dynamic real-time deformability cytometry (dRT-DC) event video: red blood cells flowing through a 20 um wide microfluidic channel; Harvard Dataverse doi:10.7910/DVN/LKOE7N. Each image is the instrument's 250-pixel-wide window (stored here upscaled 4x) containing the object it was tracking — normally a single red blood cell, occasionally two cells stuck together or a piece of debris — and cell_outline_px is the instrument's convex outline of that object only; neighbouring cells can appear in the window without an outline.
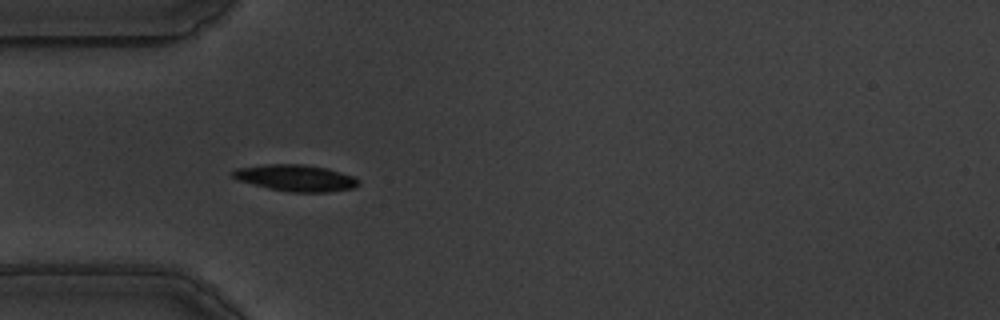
{"species": "common noctule bat (a hibernating species)", "species_latin": "Nyctalus noctula", "temperature_condition": "warm", "stored_images_in_passage": 41, "camera_frame_rate_fps": 3000, "um_per_image_px": 0.085, "animal": {"sex": "male", "body_mass_g": 19.5, "forearm_length_mm": 54.6}, "frame": {"image": 1, "passage_image": 1, "time_ms": 0.0, "image_size_px": [1000, 320], "cell_outline_px": [[360, 184], [352, 188], [328, 192], [292, 192], [268, 188], [236, 180], [232, 176], [232, 172], [236, 168], [264, 164], [304, 164], [328, 168], [356, 176], [360, 180]], "centroid_in_image_um": [25.16, 15.12], "position_along_channel_um": 59.8, "area_um2": 19.65}}
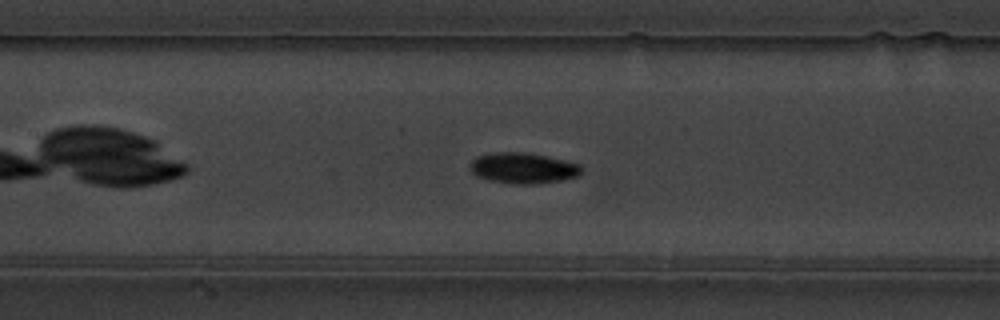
{"frame": {"image": 2, "passage_image": 10, "time_ms": 3.0, "image_size_px": [1000, 320], "cell_outline_px": [[584, 168], [580, 176], [564, 180], [540, 184], [512, 184], [492, 180], [476, 176], [472, 172], [472, 160], [476, 156], [496, 152], [524, 152], [564, 160], [580, 164]], "centroid_in_image_um": [44.53, 14.3], "position_along_channel_um": 162.9, "area_um2": 20.06}}
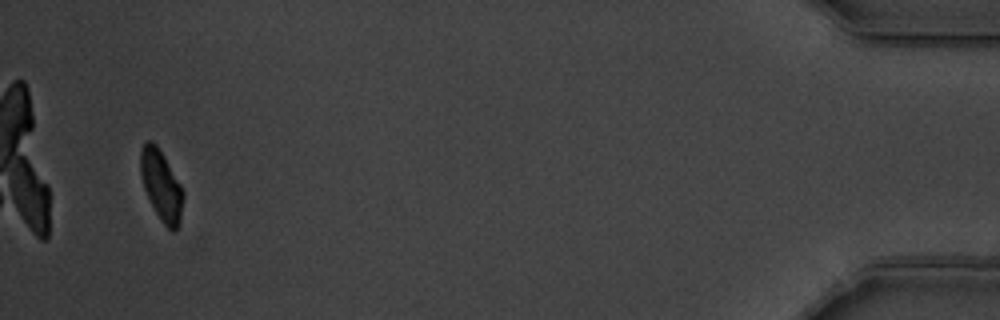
{"frame": {"image": 3, "passage_image": 39, "time_ms": 12.667, "image_size_px": [1000, 320], "cell_outline_px": [[184, 196], [180, 220], [176, 232], [172, 232], [160, 220], [144, 188], [140, 176], [140, 152], [144, 144], [148, 140], [152, 140], [156, 144], [164, 156], [180, 184], [184, 192]], "centroid_in_image_um": [13.71, 15.77], "position_along_channel_um": 421.5, "area_um2": 17.4}, "authors_computed_cell_mechanics": {"area_um2": 18.785, "velocity_mm_per_s": 3.5062, "shape_relaxation_time_tau1_ms": 2.7674, "shape_relaxation_time_tau2_ms": 7.4834, "deformation_change_tau1": 0.1225, "deformation_change_tau2": 0.1069}}